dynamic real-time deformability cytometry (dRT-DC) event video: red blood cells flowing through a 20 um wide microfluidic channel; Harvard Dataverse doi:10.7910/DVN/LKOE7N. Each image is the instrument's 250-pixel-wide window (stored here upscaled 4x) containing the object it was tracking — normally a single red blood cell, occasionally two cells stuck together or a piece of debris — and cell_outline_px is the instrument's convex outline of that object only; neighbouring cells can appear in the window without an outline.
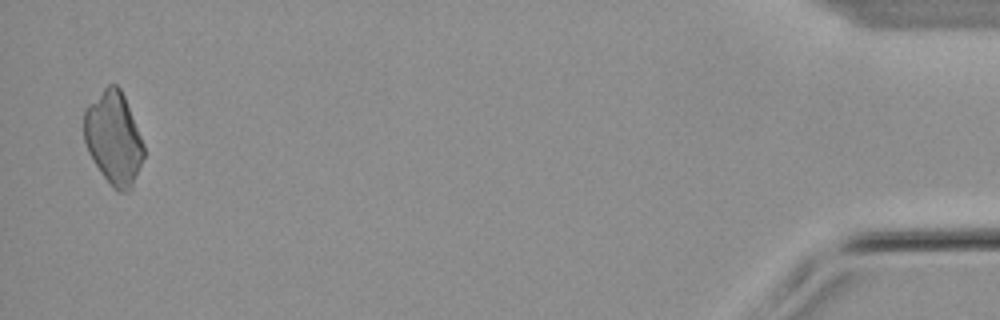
{"species": "common noctule bat (a hibernating species)", "species_latin": "Nyctalus noctula", "temperature_condition": "warm", "stored_images_in_passage": 57, "camera_frame_rate_fps": 3000, "um_per_image_px": 0.085, "animal": {"sex": "male", "body_mass_g": 21.5, "forearm_length_mm": 52.0}, "frame": {"image": 1, "passage_image": 56, "time_ms": 18.333, "image_size_px": [1000, 320], "cell_outline_px": [[144, 156], [132, 188], [128, 192], [120, 192], [112, 188], [100, 172], [92, 160], [88, 152], [84, 140], [84, 112], [88, 104], [108, 84], [116, 84], [120, 88], [124, 96], [144, 144]], "centroid_in_image_um": [9.65, 11.77], "position_along_channel_um": 425.6, "area_um2": 32.37}}